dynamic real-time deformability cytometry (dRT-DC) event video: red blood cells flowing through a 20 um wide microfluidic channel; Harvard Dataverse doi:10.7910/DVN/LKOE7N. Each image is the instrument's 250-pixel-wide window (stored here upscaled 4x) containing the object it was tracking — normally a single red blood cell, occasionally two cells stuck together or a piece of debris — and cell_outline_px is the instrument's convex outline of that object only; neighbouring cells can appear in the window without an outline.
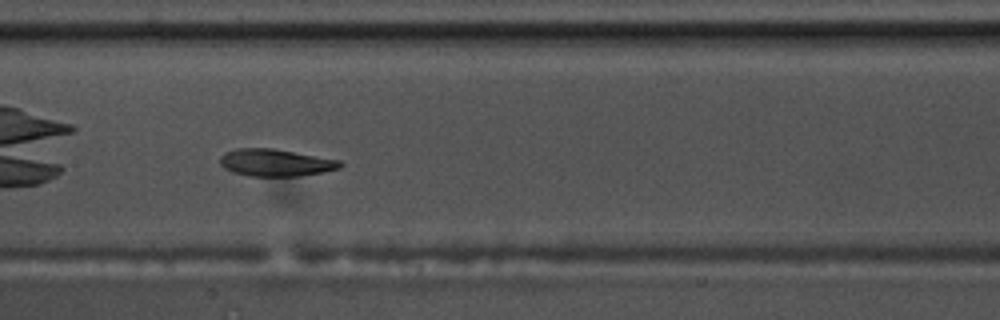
{"species": "common noctule bat (a hibernating species)", "species_latin": "Nyctalus noctula", "temperature_condition": "warm", "stored_images_in_passage": 41, "camera_frame_rate_fps": 3000, "um_per_image_px": 0.085, "animal": {"sex": "male", "body_mass_g": 17.5, "forearm_length_mm": 52.3}, "frame": {"image": 1, "passage_image": 12, "time_ms": 3.667, "image_size_px": [1000, 320], "cell_outline_px": [[344, 164], [340, 168], [324, 172], [300, 176], [248, 176], [232, 172], [224, 168], [220, 164], [220, 156], [224, 152], [236, 148], [272, 148], [340, 160]], "centroid_in_image_um": [23.41, 13.83], "position_along_channel_um": 184.0, "area_um2": 19.19}}
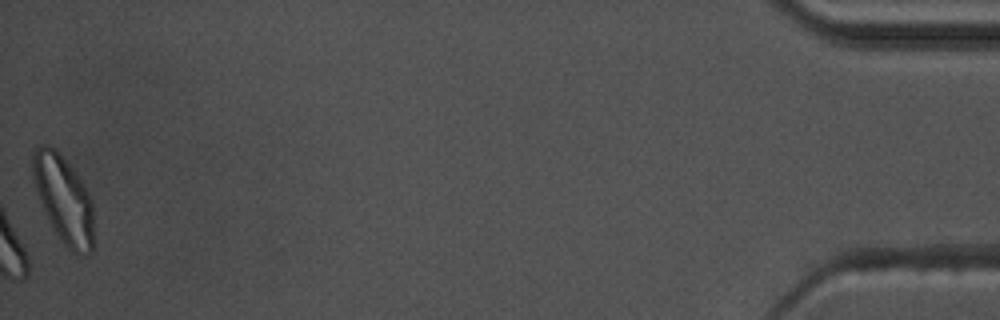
{"frame": {"image": 2, "passage_image": 41, "time_ms": 13.333, "image_size_px": [1000, 320], "cell_outline_px": [[92, 252], [84, 256], [72, 252], [64, 244], [52, 228], [48, 220], [36, 192], [32, 180], [32, 152], [40, 144], [48, 144], [56, 148], [72, 168], [84, 184], [92, 200]], "centroid_in_image_um": [5.38, 16.9], "position_along_channel_um": 429.8, "area_um2": 31.27}, "authors_computed_cell_mechanics": {"area_um2": 19.7098, "velocity_mm_per_s": 3.5348, "shape_relaxation_time_tau1_ms": 5.1296, "shape_relaxation_time_tau2_ms": 2.9135, "deformation_change_tau1": 0.1507, "deformation_change_tau2": 0.0883}}